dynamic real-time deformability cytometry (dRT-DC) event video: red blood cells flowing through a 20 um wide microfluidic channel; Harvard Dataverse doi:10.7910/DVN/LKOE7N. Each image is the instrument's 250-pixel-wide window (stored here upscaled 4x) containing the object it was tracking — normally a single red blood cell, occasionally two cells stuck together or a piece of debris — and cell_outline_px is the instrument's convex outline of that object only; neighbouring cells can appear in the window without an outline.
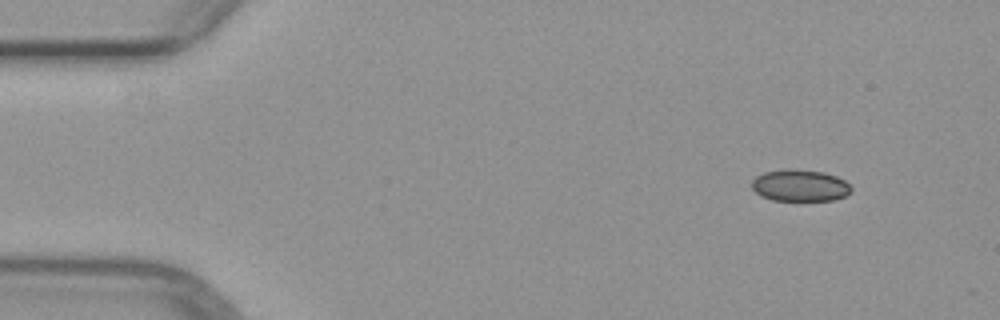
{"species": "common noctule bat (a hibernating species)", "species_latin": "Nyctalus noctula", "temperature_condition": "warm", "stored_images_in_passage": 2, "camera_frame_rate_fps": 3000, "um_per_image_px": 0.085, "animal": {"sex": "female", "body_mass_g": 29.2, "forearm_length_mm": 56.3}, "frame": {"image": 1, "passage_image": 2, "time_ms": 1.333, "image_size_px": [1000, 320], "cell_outline_px": [[852, 192], [844, 196], [832, 200], [772, 200], [760, 196], [752, 188], [752, 180], [756, 176], [764, 172], [792, 168], [824, 172], [836, 176], [844, 180], [852, 188]], "centroid_in_image_um": [67.99, 15.76], "position_along_channel_um": 17.0, "area_um2": 18.44}}